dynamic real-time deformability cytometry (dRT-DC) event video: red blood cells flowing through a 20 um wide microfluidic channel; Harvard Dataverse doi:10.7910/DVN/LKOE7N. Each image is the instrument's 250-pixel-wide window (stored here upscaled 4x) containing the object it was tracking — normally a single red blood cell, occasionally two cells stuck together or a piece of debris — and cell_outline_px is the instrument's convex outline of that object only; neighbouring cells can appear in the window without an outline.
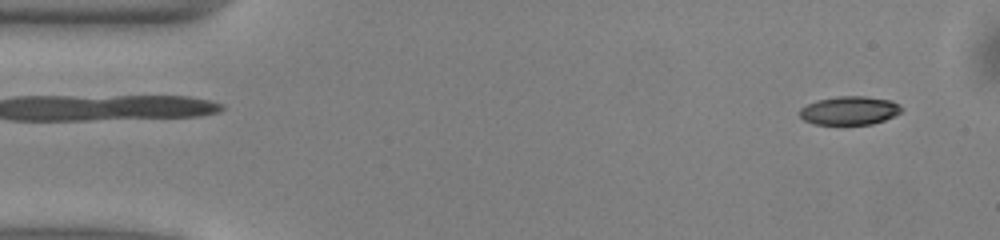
{"species": "common noctule bat (a hibernating species)", "species_latin": "Nyctalus noctula", "temperature_condition": "warm", "stored_images_in_passage": 50, "camera_frame_rate_fps": 3000, "um_per_image_px": 0.085, "animal": {"sex": "male", "body_mass_g": 13.0, "forearm_length_mm": 53.1}, "frame": {"image": 1, "passage_image": 3, "time_ms": 0.667, "image_size_px": [1000, 240], "cell_outline_px": [[904, 108], [900, 112], [884, 120], [872, 124], [812, 124], [804, 120], [800, 116], [800, 108], [816, 100], [836, 96], [864, 96], [892, 100], [900, 104]], "centroid_in_image_um": [72.21, 9.38], "position_along_channel_um": 12.8, "area_um2": 16.99}}
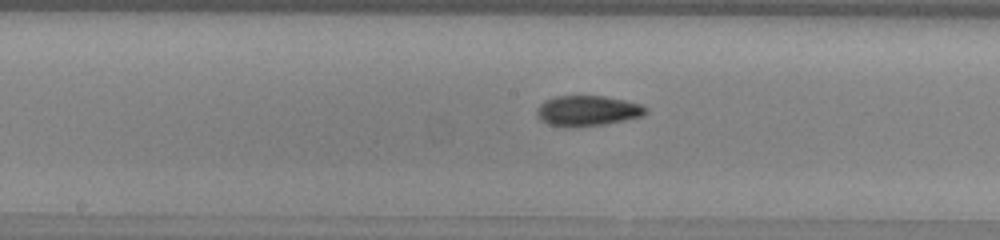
{"frame": {"image": 2, "passage_image": 25, "time_ms": 8.0, "image_size_px": [1000, 240], "cell_outline_px": [[648, 112], [640, 116], [624, 120], [604, 124], [548, 124], [540, 120], [536, 116], [536, 108], [544, 100], [556, 96], [604, 96], [624, 100], [640, 104], [648, 108]], "centroid_in_image_um": [49.93, 9.37], "position_along_channel_um": 198.3, "area_um2": 18.61}}
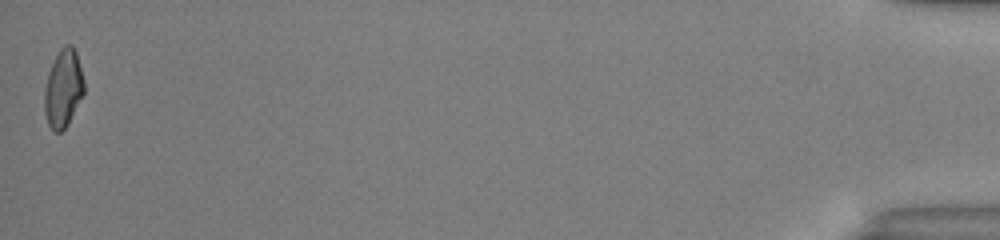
{"frame": {"image": 3, "passage_image": 50, "time_ms": 16.333, "image_size_px": [1000, 240], "cell_outline_px": [[84, 92], [68, 124], [60, 132], [52, 132], [48, 124], [44, 112], [44, 88], [48, 72], [60, 48], [64, 44], [72, 44], [76, 52], [84, 80]], "centroid_in_image_um": [5.36, 7.52], "position_along_channel_um": 429.8, "area_um2": 18.03}, "authors_computed_cell_mechanics": {"area_um2": 18.2359, "velocity_mm_per_s": 4.0404, "shape_relaxation_time_tau1_ms": 5.8787, "shape_relaxation_time_tau2_ms": 2.5022, "deformation_change_tau1": 0.1518, "deformation_change_tau2": 0.0868}}